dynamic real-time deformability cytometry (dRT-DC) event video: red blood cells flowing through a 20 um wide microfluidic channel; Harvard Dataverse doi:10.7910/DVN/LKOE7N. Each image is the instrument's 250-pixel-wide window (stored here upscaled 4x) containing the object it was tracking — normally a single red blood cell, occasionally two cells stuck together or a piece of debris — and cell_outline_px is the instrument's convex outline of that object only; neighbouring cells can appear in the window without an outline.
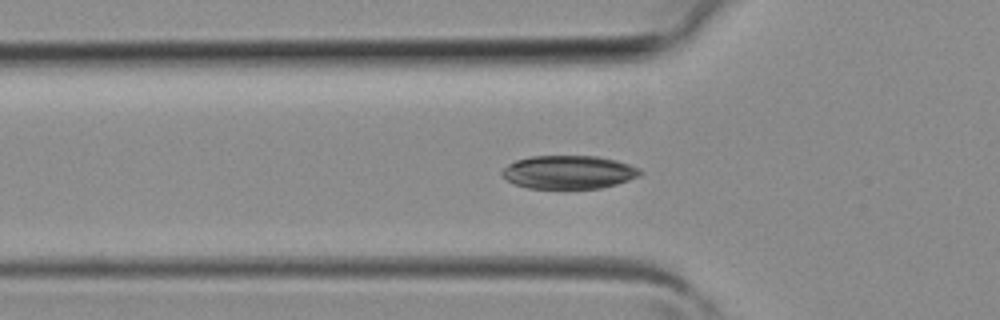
{"species": "common noctule bat (a hibernating species)", "species_latin": "Nyctalus noctula", "temperature_condition": "room temperature", "stored_images_in_passage": 41, "camera_frame_rate_fps": 3000, "um_per_image_px": 0.085, "animal": {"sex": "female", "body_mass_g": 19.3, "forearm_length_mm": 54.1}, "frame": {"image": 1, "passage_image": 13, "time_ms": 4.0, "image_size_px": [1000, 320], "cell_outline_px": [[644, 172], [640, 176], [616, 184], [600, 188], [528, 188], [516, 184], [508, 180], [500, 172], [508, 164], [516, 160], [532, 156], [596, 156], [616, 160], [640, 168]], "centroid_in_image_um": [48.37, 14.63], "position_along_channel_um": 77.4, "area_um2": 26.7}}
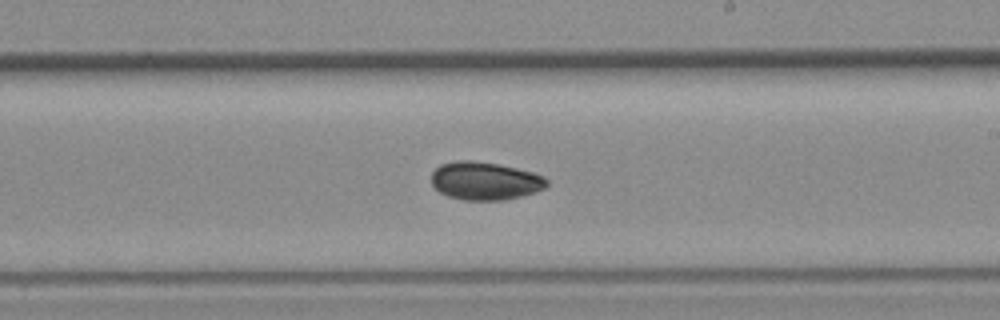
{"frame": {"image": 2, "passage_image": 23, "time_ms": 7.333, "image_size_px": [1000, 320], "cell_outline_px": [[548, 184], [544, 188], [536, 192], [504, 200], [464, 200], [448, 196], [440, 192], [432, 184], [432, 172], [440, 164], [456, 160], [472, 160], [496, 164], [516, 168], [532, 172], [544, 176], [548, 180]], "centroid_in_image_um": [41.22, 15.37], "position_along_channel_um": 247.8, "area_um2": 25.55}}
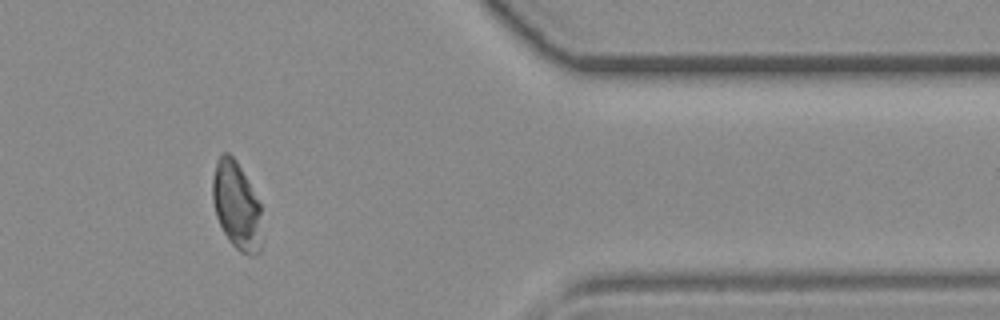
{"frame": {"image": 3, "passage_image": 33, "time_ms": 10.667, "image_size_px": [1000, 320], "cell_outline_px": [[260, 252], [256, 256], [248, 256], [240, 252], [228, 240], [216, 216], [212, 200], [212, 180], [216, 160], [220, 152], [228, 152], [236, 160], [260, 204]], "centroid_in_image_um": [20.07, 17.47], "position_along_channel_um": 391.3, "area_um2": 25.14}}